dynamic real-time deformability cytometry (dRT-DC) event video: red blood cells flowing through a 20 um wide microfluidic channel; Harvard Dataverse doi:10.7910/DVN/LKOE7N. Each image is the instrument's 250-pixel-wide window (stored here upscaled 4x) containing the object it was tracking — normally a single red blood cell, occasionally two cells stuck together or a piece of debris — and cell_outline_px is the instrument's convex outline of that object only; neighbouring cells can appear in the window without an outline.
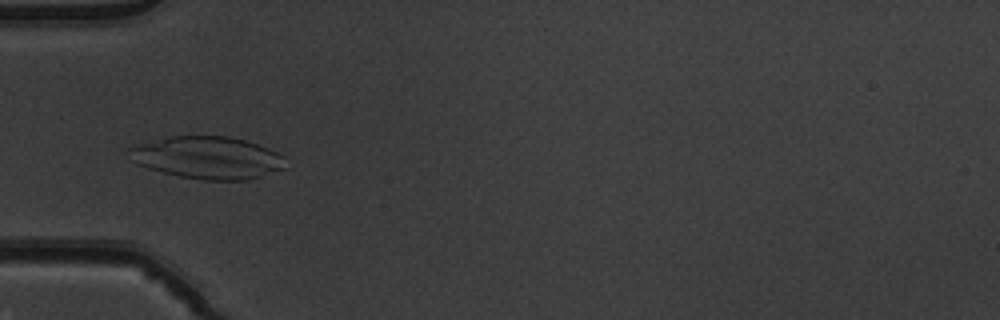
{"species": "common noctule bat (a hibernating species)", "species_latin": "Nyctalus noctula", "temperature_condition": "warm", "stored_images_in_passage": 50, "camera_frame_rate_fps": 3000, "um_per_image_px": 0.085, "animal": {"sex": "male", "body_mass_g": 19.5, "forearm_length_mm": 54.6}, "frame": {"image": 1, "passage_image": 15, "time_ms": 4.667, "image_size_px": [1000, 320], "cell_outline_px": [[284, 168], [248, 180], [200, 180], [180, 176], [148, 168], [136, 164], [132, 160], [128, 148], [172, 136], [228, 136], [244, 140], [268, 148], [284, 156]], "centroid_in_image_um": [17.66, 13.41], "position_along_channel_um": 67.3, "area_um2": 38.03}}
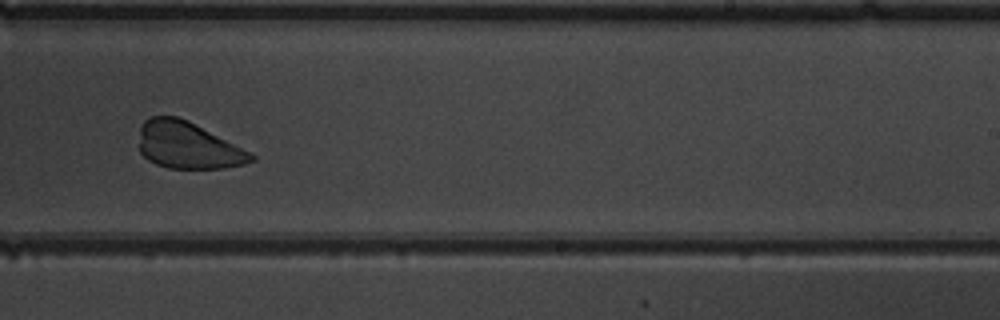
{"frame": {"image": 2, "passage_image": 31, "time_ms": 10.0, "image_size_px": [1000, 320], "cell_outline_px": [[256, 160], [244, 164], [224, 168], [168, 168], [156, 164], [148, 160], [140, 152], [140, 124], [144, 120], [152, 116], [176, 116], [188, 120], [252, 152], [256, 156]], "centroid_in_image_um": [15.99, 12.35], "position_along_channel_um": 273.0, "area_um2": 30.75}}
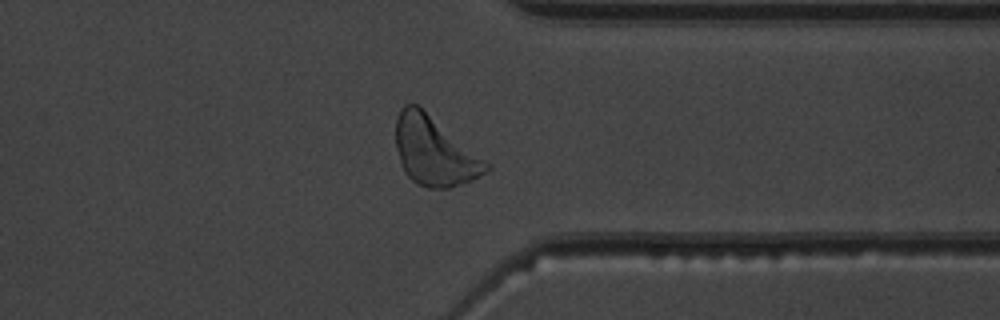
{"frame": {"image": 3, "passage_image": 39, "time_ms": 12.667, "image_size_px": [1000, 320], "cell_outline_px": [[492, 168], [488, 172], [472, 180], [448, 188], [428, 188], [416, 184], [404, 172], [400, 164], [396, 148], [396, 116], [400, 108], [404, 104], [416, 104], [492, 164]], "centroid_in_image_um": [36.93, 12.87], "position_along_channel_um": 374.5, "area_um2": 36.36}}